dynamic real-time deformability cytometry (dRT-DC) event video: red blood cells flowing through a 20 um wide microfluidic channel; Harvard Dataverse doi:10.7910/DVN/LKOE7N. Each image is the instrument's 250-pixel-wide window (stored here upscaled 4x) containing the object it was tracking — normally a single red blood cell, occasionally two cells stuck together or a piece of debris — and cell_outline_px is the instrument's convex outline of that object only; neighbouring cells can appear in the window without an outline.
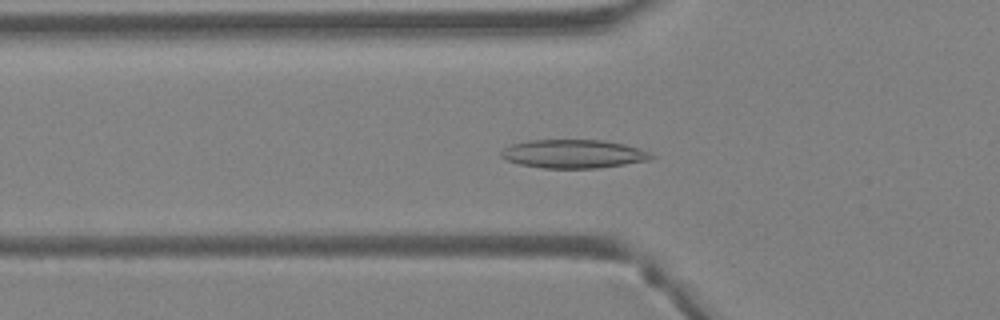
{"species": "Egyptian fruit bat (a non-hibernating species)", "species_latin": "Rousettus aegyptiacus", "temperature_condition": "warm", "stored_images_in_passage": 36, "camera_frame_rate_fps": 3000, "um_per_image_px": 0.085, "animal": {"sex": "female"}, "frame": {"image": 1, "passage_image": 7, "time_ms": 2.0, "image_size_px": [1000, 320], "cell_outline_px": [[656, 156], [652, 160], [596, 168], [544, 168], [520, 164], [508, 160], [500, 156], [500, 152], [504, 148], [512, 144], [528, 140], [604, 140], [624, 144], [640, 148]], "centroid_in_image_um": [48.77, 13.07], "position_along_channel_um": 77.0, "area_um2": 24.97}}
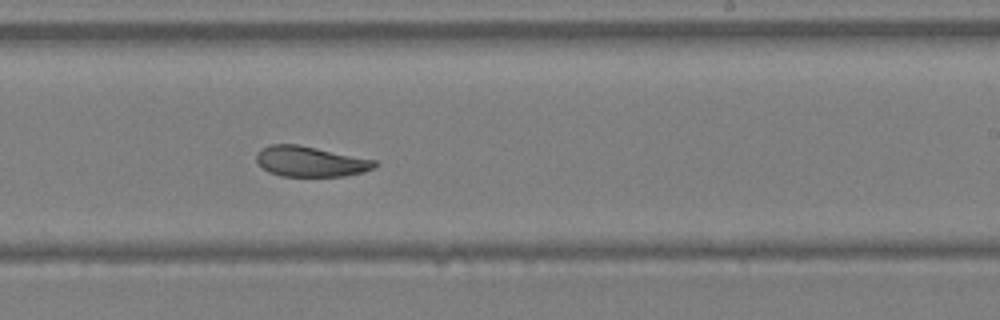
{"frame": {"image": 2, "passage_image": 19, "time_ms": 6.0, "image_size_px": [1000, 320], "cell_outline_px": [[380, 164], [364, 172], [344, 176], [280, 176], [268, 172], [256, 160], [256, 152], [272, 144], [296, 144], [376, 160]], "centroid_in_image_um": [26.4, 13.73], "position_along_channel_um": 262.6, "area_um2": 20.81}}
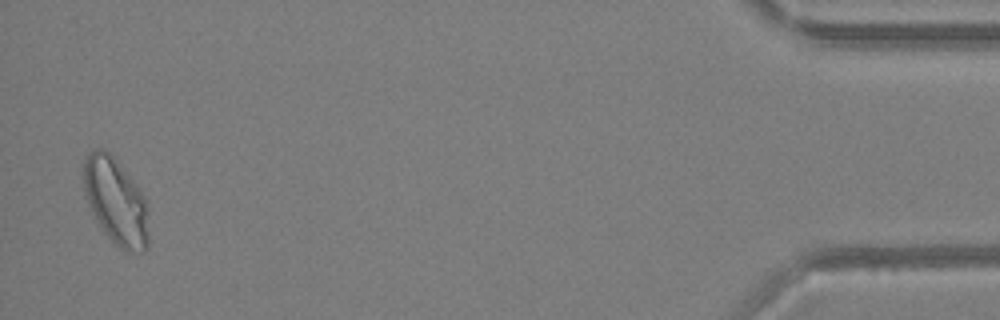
{"frame": {"image": 3, "passage_image": 35, "time_ms": 11.333, "image_size_px": [1000, 320], "cell_outline_px": [[148, 248], [144, 252], [124, 252], [104, 232], [96, 220], [84, 196], [80, 172], [84, 160], [88, 152], [96, 148], [104, 148], [112, 156], [136, 184], [144, 196], [148, 232]], "centroid_in_image_um": [9.78, 17.1], "position_along_channel_um": 425.4, "area_um2": 33.06}, "authors_computed_cell_mechanics": {"area_um2": 23.2356, "velocity_mm_per_s": 4.6368, "shape_relaxation_time_tau1_ms": null, "shape_relaxation_time_tau2_ms": 4.7567, "deformation_change_tau1": null, "deformation_change_tau2": 0.115}}